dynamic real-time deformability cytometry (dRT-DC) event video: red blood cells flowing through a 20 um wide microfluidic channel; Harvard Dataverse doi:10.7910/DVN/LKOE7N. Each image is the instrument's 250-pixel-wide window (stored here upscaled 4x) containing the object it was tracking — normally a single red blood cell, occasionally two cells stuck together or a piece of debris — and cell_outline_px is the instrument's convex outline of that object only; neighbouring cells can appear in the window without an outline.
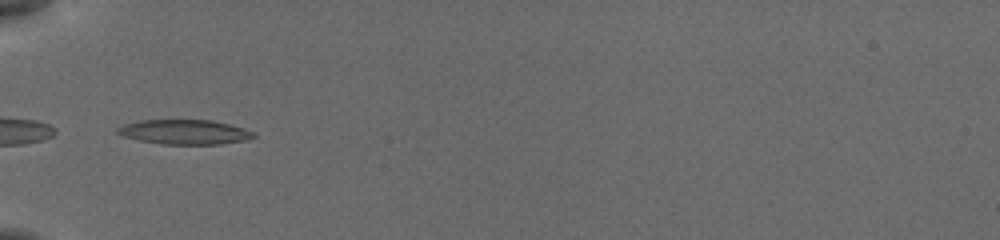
{"species": "common noctule bat (a hibernating species)", "species_latin": "Nyctalus noctula", "temperature_condition": "cold", "stored_images_in_passage": 9, "camera_frame_rate_fps": 3000, "um_per_image_px": 0.085, "animal": {"sex": "female", "body_mass_g": 19.5, "forearm_length_mm": 54.1}, "frame": {"image": 1, "passage_image": 6, "time_ms": 5.333, "image_size_px": [1000, 240], "cell_outline_px": [[256, 136], [248, 140], [220, 144], [160, 144], [140, 140], [124, 136], [116, 132], [116, 128], [124, 124], [140, 120], [212, 120], [244, 128], [256, 132]], "centroid_in_image_um": [15.72, 11.22], "position_along_channel_um": 69.3, "area_um2": 19.59}}
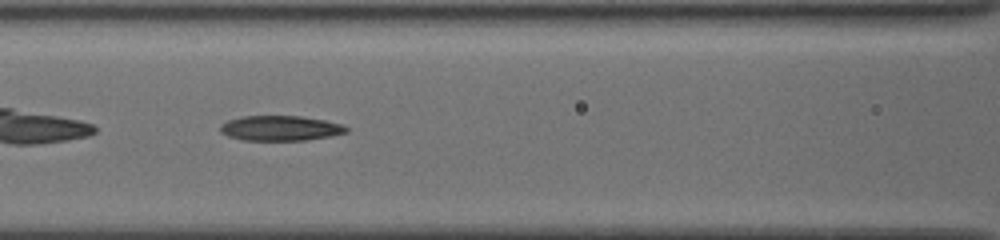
{"frame": {"image": 2, "passage_image": 8, "time_ms": 7.333, "image_size_px": [1000, 240], "cell_outline_px": [[348, 132], [332, 136], [304, 140], [244, 140], [228, 136], [220, 132], [220, 124], [228, 120], [244, 116], [300, 116], [324, 120], [344, 124], [348, 128]], "centroid_in_image_um": [23.85, 10.89], "position_along_channel_um": 142.8, "area_um2": 18.44}}
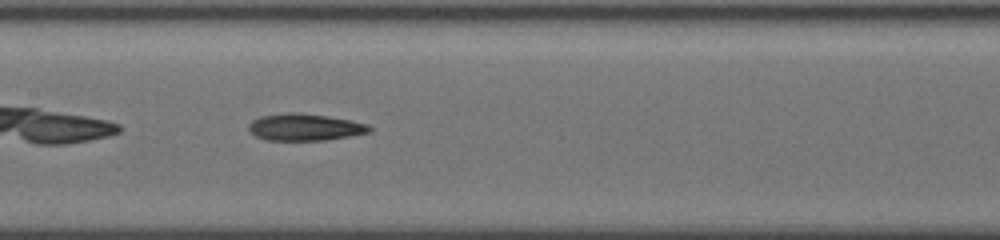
{"frame": {"image": 3, "passage_image": 9, "time_ms": 8.333, "image_size_px": [1000, 240], "cell_outline_px": [[372, 132], [324, 140], [268, 140], [256, 136], [248, 132], [248, 124], [252, 120], [260, 116], [288, 112], [296, 112], [328, 116], [368, 124], [372, 128]], "centroid_in_image_um": [25.88, 10.8], "position_along_channel_um": 181.5, "area_um2": 18.96}}